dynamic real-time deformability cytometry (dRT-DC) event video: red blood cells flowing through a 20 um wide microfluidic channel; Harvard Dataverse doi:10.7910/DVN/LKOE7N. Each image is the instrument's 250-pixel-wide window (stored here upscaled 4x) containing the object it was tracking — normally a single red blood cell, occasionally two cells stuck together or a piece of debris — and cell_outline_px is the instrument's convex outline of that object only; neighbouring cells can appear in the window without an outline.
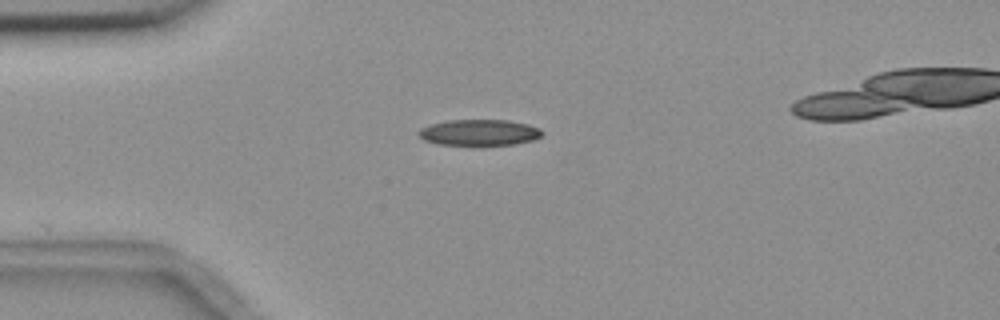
{"species": "common noctule bat (a hibernating species)", "species_latin": "Nyctalus noctula", "temperature_condition": "room temperature", "stored_images_in_passage": 2, "camera_frame_rate_fps": 3000, "um_per_image_px": 0.085, "animal": {"sex": "female", "body_mass_g": 18.4}, "frame": {"image": 1, "passage_image": 1, "time_ms": 0.0, "image_size_px": [1000, 320], "cell_outline_px": [[544, 132], [540, 136], [532, 140], [516, 144], [480, 148], [436, 144], [424, 140], [416, 132], [420, 128], [432, 124], [448, 120], [508, 120], [528, 124], [540, 128]], "centroid_in_image_um": [40.73, 11.31], "position_along_channel_um": 44.3, "area_um2": 19.71}}